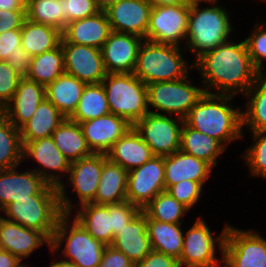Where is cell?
<instances>
[{
    "label": "cell",
    "instance_id": "277c9868",
    "mask_svg": "<svg viewBox=\"0 0 266 267\" xmlns=\"http://www.w3.org/2000/svg\"><path fill=\"white\" fill-rule=\"evenodd\" d=\"M181 48L145 40L141 44L133 74L143 83L150 84L161 81L182 79L187 74V67Z\"/></svg>",
    "mask_w": 266,
    "mask_h": 267
},
{
    "label": "cell",
    "instance_id": "ffe728a7",
    "mask_svg": "<svg viewBox=\"0 0 266 267\" xmlns=\"http://www.w3.org/2000/svg\"><path fill=\"white\" fill-rule=\"evenodd\" d=\"M0 242L3 250L17 256L21 261L44 243L51 248V240L43 232L26 228L1 216Z\"/></svg>",
    "mask_w": 266,
    "mask_h": 267
},
{
    "label": "cell",
    "instance_id": "11a10c76",
    "mask_svg": "<svg viewBox=\"0 0 266 267\" xmlns=\"http://www.w3.org/2000/svg\"><path fill=\"white\" fill-rule=\"evenodd\" d=\"M150 5H184L190 4L189 0H146Z\"/></svg>",
    "mask_w": 266,
    "mask_h": 267
},
{
    "label": "cell",
    "instance_id": "f6af8a7d",
    "mask_svg": "<svg viewBox=\"0 0 266 267\" xmlns=\"http://www.w3.org/2000/svg\"><path fill=\"white\" fill-rule=\"evenodd\" d=\"M140 211L139 207L127 200L109 205V214L111 215L112 222V242L119 230L132 221Z\"/></svg>",
    "mask_w": 266,
    "mask_h": 267
},
{
    "label": "cell",
    "instance_id": "7402d4cb",
    "mask_svg": "<svg viewBox=\"0 0 266 267\" xmlns=\"http://www.w3.org/2000/svg\"><path fill=\"white\" fill-rule=\"evenodd\" d=\"M45 87L26 77L21 78L16 93L3 108L4 116L20 129L35 113L39 104L45 99Z\"/></svg>",
    "mask_w": 266,
    "mask_h": 267
},
{
    "label": "cell",
    "instance_id": "680465c9",
    "mask_svg": "<svg viewBox=\"0 0 266 267\" xmlns=\"http://www.w3.org/2000/svg\"><path fill=\"white\" fill-rule=\"evenodd\" d=\"M190 3H196V4H200L201 2H209L212 4L216 3V0H189Z\"/></svg>",
    "mask_w": 266,
    "mask_h": 267
},
{
    "label": "cell",
    "instance_id": "5b68a950",
    "mask_svg": "<svg viewBox=\"0 0 266 267\" xmlns=\"http://www.w3.org/2000/svg\"><path fill=\"white\" fill-rule=\"evenodd\" d=\"M102 84L112 114L133 126L149 113L147 86L133 73H107Z\"/></svg>",
    "mask_w": 266,
    "mask_h": 267
},
{
    "label": "cell",
    "instance_id": "7a4b0ae2",
    "mask_svg": "<svg viewBox=\"0 0 266 267\" xmlns=\"http://www.w3.org/2000/svg\"><path fill=\"white\" fill-rule=\"evenodd\" d=\"M233 95L204 93L191 108L184 122L205 135L220 141L225 147L226 142L241 139L242 111L229 103ZM219 101V102H218Z\"/></svg>",
    "mask_w": 266,
    "mask_h": 267
},
{
    "label": "cell",
    "instance_id": "4316f807",
    "mask_svg": "<svg viewBox=\"0 0 266 267\" xmlns=\"http://www.w3.org/2000/svg\"><path fill=\"white\" fill-rule=\"evenodd\" d=\"M127 176L128 171L126 169L110 161L103 153V169L94 203L111 205L127 200Z\"/></svg>",
    "mask_w": 266,
    "mask_h": 267
},
{
    "label": "cell",
    "instance_id": "6f0895ef",
    "mask_svg": "<svg viewBox=\"0 0 266 267\" xmlns=\"http://www.w3.org/2000/svg\"><path fill=\"white\" fill-rule=\"evenodd\" d=\"M119 0H96L98 6L104 10L106 9L110 4L115 3Z\"/></svg>",
    "mask_w": 266,
    "mask_h": 267
},
{
    "label": "cell",
    "instance_id": "60d3db41",
    "mask_svg": "<svg viewBox=\"0 0 266 267\" xmlns=\"http://www.w3.org/2000/svg\"><path fill=\"white\" fill-rule=\"evenodd\" d=\"M255 143L245 152V163L253 176L266 179V131L252 132Z\"/></svg>",
    "mask_w": 266,
    "mask_h": 267
},
{
    "label": "cell",
    "instance_id": "816d5d0a",
    "mask_svg": "<svg viewBox=\"0 0 266 267\" xmlns=\"http://www.w3.org/2000/svg\"><path fill=\"white\" fill-rule=\"evenodd\" d=\"M7 62L22 78L27 77L32 62V56L25 50L21 54L10 57Z\"/></svg>",
    "mask_w": 266,
    "mask_h": 267
},
{
    "label": "cell",
    "instance_id": "8fae6325",
    "mask_svg": "<svg viewBox=\"0 0 266 267\" xmlns=\"http://www.w3.org/2000/svg\"><path fill=\"white\" fill-rule=\"evenodd\" d=\"M222 259L221 267H266V240L254 231L227 225Z\"/></svg>",
    "mask_w": 266,
    "mask_h": 267
},
{
    "label": "cell",
    "instance_id": "3957f363",
    "mask_svg": "<svg viewBox=\"0 0 266 267\" xmlns=\"http://www.w3.org/2000/svg\"><path fill=\"white\" fill-rule=\"evenodd\" d=\"M200 4L190 3L187 48L195 55L194 61L204 53L228 42L232 32L229 14L222 6L199 8Z\"/></svg>",
    "mask_w": 266,
    "mask_h": 267
},
{
    "label": "cell",
    "instance_id": "4fadbf2b",
    "mask_svg": "<svg viewBox=\"0 0 266 267\" xmlns=\"http://www.w3.org/2000/svg\"><path fill=\"white\" fill-rule=\"evenodd\" d=\"M190 4L152 6L145 40L179 47L187 37Z\"/></svg>",
    "mask_w": 266,
    "mask_h": 267
},
{
    "label": "cell",
    "instance_id": "e575fe53",
    "mask_svg": "<svg viewBox=\"0 0 266 267\" xmlns=\"http://www.w3.org/2000/svg\"><path fill=\"white\" fill-rule=\"evenodd\" d=\"M64 73V53L60 44L53 50L32 56L26 78L46 87Z\"/></svg>",
    "mask_w": 266,
    "mask_h": 267
},
{
    "label": "cell",
    "instance_id": "74e56055",
    "mask_svg": "<svg viewBox=\"0 0 266 267\" xmlns=\"http://www.w3.org/2000/svg\"><path fill=\"white\" fill-rule=\"evenodd\" d=\"M22 151L20 130L4 116L0 120V170L18 166L23 161Z\"/></svg>",
    "mask_w": 266,
    "mask_h": 267
},
{
    "label": "cell",
    "instance_id": "5bb4252c",
    "mask_svg": "<svg viewBox=\"0 0 266 267\" xmlns=\"http://www.w3.org/2000/svg\"><path fill=\"white\" fill-rule=\"evenodd\" d=\"M163 191H165L163 156H153L142 166L128 172L127 201L141 210Z\"/></svg>",
    "mask_w": 266,
    "mask_h": 267
},
{
    "label": "cell",
    "instance_id": "ab89813d",
    "mask_svg": "<svg viewBox=\"0 0 266 267\" xmlns=\"http://www.w3.org/2000/svg\"><path fill=\"white\" fill-rule=\"evenodd\" d=\"M188 210L167 191L159 193L142 209L150 219L166 223H182L180 219Z\"/></svg>",
    "mask_w": 266,
    "mask_h": 267
},
{
    "label": "cell",
    "instance_id": "1f68e13d",
    "mask_svg": "<svg viewBox=\"0 0 266 267\" xmlns=\"http://www.w3.org/2000/svg\"><path fill=\"white\" fill-rule=\"evenodd\" d=\"M61 40L62 31L50 25L26 19L21 28V47L31 56L57 48Z\"/></svg>",
    "mask_w": 266,
    "mask_h": 267
},
{
    "label": "cell",
    "instance_id": "bcb514c9",
    "mask_svg": "<svg viewBox=\"0 0 266 267\" xmlns=\"http://www.w3.org/2000/svg\"><path fill=\"white\" fill-rule=\"evenodd\" d=\"M66 25L74 20L93 16L102 9L96 0H63Z\"/></svg>",
    "mask_w": 266,
    "mask_h": 267
},
{
    "label": "cell",
    "instance_id": "30bf717a",
    "mask_svg": "<svg viewBox=\"0 0 266 267\" xmlns=\"http://www.w3.org/2000/svg\"><path fill=\"white\" fill-rule=\"evenodd\" d=\"M183 123L181 118L173 119L166 114L149 111L133 127L151 148L154 156L165 157L180 150Z\"/></svg>",
    "mask_w": 266,
    "mask_h": 267
},
{
    "label": "cell",
    "instance_id": "f5cc1de1",
    "mask_svg": "<svg viewBox=\"0 0 266 267\" xmlns=\"http://www.w3.org/2000/svg\"><path fill=\"white\" fill-rule=\"evenodd\" d=\"M0 267H26V265L21 264V260L17 256L2 249L0 251Z\"/></svg>",
    "mask_w": 266,
    "mask_h": 267
},
{
    "label": "cell",
    "instance_id": "91938a15",
    "mask_svg": "<svg viewBox=\"0 0 266 267\" xmlns=\"http://www.w3.org/2000/svg\"><path fill=\"white\" fill-rule=\"evenodd\" d=\"M4 117V111L2 108H0V120Z\"/></svg>",
    "mask_w": 266,
    "mask_h": 267
},
{
    "label": "cell",
    "instance_id": "ba28073f",
    "mask_svg": "<svg viewBox=\"0 0 266 267\" xmlns=\"http://www.w3.org/2000/svg\"><path fill=\"white\" fill-rule=\"evenodd\" d=\"M23 146L22 157L23 159L31 157L40 166V169H33L39 176H41L48 184L58 188L59 203L63 214L71 215L72 204L66 197L65 184L61 181L62 175H57L54 172L68 173L70 168V162L60 152L55 145L52 137L33 140L31 142H21ZM46 169V170H45ZM49 171H48V170ZM52 170V171H51ZM51 171V173H50ZM49 172V173H48ZM66 194V195H65Z\"/></svg>",
    "mask_w": 266,
    "mask_h": 267
},
{
    "label": "cell",
    "instance_id": "7dc6e473",
    "mask_svg": "<svg viewBox=\"0 0 266 267\" xmlns=\"http://www.w3.org/2000/svg\"><path fill=\"white\" fill-rule=\"evenodd\" d=\"M21 29H12L0 34V61H7L16 54H21Z\"/></svg>",
    "mask_w": 266,
    "mask_h": 267
},
{
    "label": "cell",
    "instance_id": "836d02e7",
    "mask_svg": "<svg viewBox=\"0 0 266 267\" xmlns=\"http://www.w3.org/2000/svg\"><path fill=\"white\" fill-rule=\"evenodd\" d=\"M74 219L96 240L101 241L106 246L112 244V222L109 205L83 204Z\"/></svg>",
    "mask_w": 266,
    "mask_h": 267
},
{
    "label": "cell",
    "instance_id": "8992f818",
    "mask_svg": "<svg viewBox=\"0 0 266 267\" xmlns=\"http://www.w3.org/2000/svg\"><path fill=\"white\" fill-rule=\"evenodd\" d=\"M69 218L68 214H63L59 218L50 250L58 252L62 242L66 241L63 249L66 261L73 262L80 267H98L106 245L93 238L75 219L68 222Z\"/></svg>",
    "mask_w": 266,
    "mask_h": 267
},
{
    "label": "cell",
    "instance_id": "d6a6232c",
    "mask_svg": "<svg viewBox=\"0 0 266 267\" xmlns=\"http://www.w3.org/2000/svg\"><path fill=\"white\" fill-rule=\"evenodd\" d=\"M180 150L214 167L217 165L216 158L226 150V147L215 138L197 131L184 122L181 129Z\"/></svg>",
    "mask_w": 266,
    "mask_h": 267
},
{
    "label": "cell",
    "instance_id": "ee69618b",
    "mask_svg": "<svg viewBox=\"0 0 266 267\" xmlns=\"http://www.w3.org/2000/svg\"><path fill=\"white\" fill-rule=\"evenodd\" d=\"M21 78L7 61H0V108L3 109L12 99Z\"/></svg>",
    "mask_w": 266,
    "mask_h": 267
},
{
    "label": "cell",
    "instance_id": "4dcf8cb0",
    "mask_svg": "<svg viewBox=\"0 0 266 267\" xmlns=\"http://www.w3.org/2000/svg\"><path fill=\"white\" fill-rule=\"evenodd\" d=\"M181 224L160 222L147 216V232L151 249L179 259L184 238Z\"/></svg>",
    "mask_w": 266,
    "mask_h": 267
},
{
    "label": "cell",
    "instance_id": "9f6ffc18",
    "mask_svg": "<svg viewBox=\"0 0 266 267\" xmlns=\"http://www.w3.org/2000/svg\"><path fill=\"white\" fill-rule=\"evenodd\" d=\"M49 267H80V266L74 264L73 262L61 260V261L52 263L51 265H49Z\"/></svg>",
    "mask_w": 266,
    "mask_h": 267
},
{
    "label": "cell",
    "instance_id": "484cf974",
    "mask_svg": "<svg viewBox=\"0 0 266 267\" xmlns=\"http://www.w3.org/2000/svg\"><path fill=\"white\" fill-rule=\"evenodd\" d=\"M107 158L128 172L142 166L154 154L132 126L106 153Z\"/></svg>",
    "mask_w": 266,
    "mask_h": 267
},
{
    "label": "cell",
    "instance_id": "cb8c5ba5",
    "mask_svg": "<svg viewBox=\"0 0 266 267\" xmlns=\"http://www.w3.org/2000/svg\"><path fill=\"white\" fill-rule=\"evenodd\" d=\"M111 246L124 253L134 264L142 261L152 250L147 232V215L141 210L119 230Z\"/></svg>",
    "mask_w": 266,
    "mask_h": 267
},
{
    "label": "cell",
    "instance_id": "8d00e7d4",
    "mask_svg": "<svg viewBox=\"0 0 266 267\" xmlns=\"http://www.w3.org/2000/svg\"><path fill=\"white\" fill-rule=\"evenodd\" d=\"M244 96L250 100L242 111V127L248 126L251 132L266 131V77L261 74Z\"/></svg>",
    "mask_w": 266,
    "mask_h": 267
},
{
    "label": "cell",
    "instance_id": "d590c367",
    "mask_svg": "<svg viewBox=\"0 0 266 267\" xmlns=\"http://www.w3.org/2000/svg\"><path fill=\"white\" fill-rule=\"evenodd\" d=\"M109 113L111 112L103 84H86L78 105L69 119L80 124Z\"/></svg>",
    "mask_w": 266,
    "mask_h": 267
},
{
    "label": "cell",
    "instance_id": "6da1fadb",
    "mask_svg": "<svg viewBox=\"0 0 266 267\" xmlns=\"http://www.w3.org/2000/svg\"><path fill=\"white\" fill-rule=\"evenodd\" d=\"M193 68L201 71L203 89L218 90L216 94H245L261 75L252 65L245 41L238 44L231 41L219 45L198 57Z\"/></svg>",
    "mask_w": 266,
    "mask_h": 267
},
{
    "label": "cell",
    "instance_id": "9c48e42d",
    "mask_svg": "<svg viewBox=\"0 0 266 267\" xmlns=\"http://www.w3.org/2000/svg\"><path fill=\"white\" fill-rule=\"evenodd\" d=\"M188 76L173 81L147 84L148 107L185 119L191 108L205 93L203 88L192 85ZM150 105V106H149Z\"/></svg>",
    "mask_w": 266,
    "mask_h": 267
},
{
    "label": "cell",
    "instance_id": "83f0119b",
    "mask_svg": "<svg viewBox=\"0 0 266 267\" xmlns=\"http://www.w3.org/2000/svg\"><path fill=\"white\" fill-rule=\"evenodd\" d=\"M86 83L64 73L45 87V97L65 118L75 111Z\"/></svg>",
    "mask_w": 266,
    "mask_h": 267
},
{
    "label": "cell",
    "instance_id": "e0dca14e",
    "mask_svg": "<svg viewBox=\"0 0 266 267\" xmlns=\"http://www.w3.org/2000/svg\"><path fill=\"white\" fill-rule=\"evenodd\" d=\"M151 9L146 0H119L104 10L113 32L145 38Z\"/></svg>",
    "mask_w": 266,
    "mask_h": 267
},
{
    "label": "cell",
    "instance_id": "d4e9b609",
    "mask_svg": "<svg viewBox=\"0 0 266 267\" xmlns=\"http://www.w3.org/2000/svg\"><path fill=\"white\" fill-rule=\"evenodd\" d=\"M212 166L181 150L164 157L165 191L183 180L205 183L210 178Z\"/></svg>",
    "mask_w": 266,
    "mask_h": 267
},
{
    "label": "cell",
    "instance_id": "db71d44e",
    "mask_svg": "<svg viewBox=\"0 0 266 267\" xmlns=\"http://www.w3.org/2000/svg\"><path fill=\"white\" fill-rule=\"evenodd\" d=\"M0 10H26V0H0Z\"/></svg>",
    "mask_w": 266,
    "mask_h": 267
},
{
    "label": "cell",
    "instance_id": "f907efd6",
    "mask_svg": "<svg viewBox=\"0 0 266 267\" xmlns=\"http://www.w3.org/2000/svg\"><path fill=\"white\" fill-rule=\"evenodd\" d=\"M134 263L111 245L105 247L98 267H133Z\"/></svg>",
    "mask_w": 266,
    "mask_h": 267
},
{
    "label": "cell",
    "instance_id": "f1b7e54d",
    "mask_svg": "<svg viewBox=\"0 0 266 267\" xmlns=\"http://www.w3.org/2000/svg\"><path fill=\"white\" fill-rule=\"evenodd\" d=\"M64 119V115L45 98L30 120L19 129L21 142L51 137Z\"/></svg>",
    "mask_w": 266,
    "mask_h": 267
},
{
    "label": "cell",
    "instance_id": "f35d334b",
    "mask_svg": "<svg viewBox=\"0 0 266 267\" xmlns=\"http://www.w3.org/2000/svg\"><path fill=\"white\" fill-rule=\"evenodd\" d=\"M26 16L31 22L63 31L66 26L63 0H26Z\"/></svg>",
    "mask_w": 266,
    "mask_h": 267
},
{
    "label": "cell",
    "instance_id": "44dd1931",
    "mask_svg": "<svg viewBox=\"0 0 266 267\" xmlns=\"http://www.w3.org/2000/svg\"><path fill=\"white\" fill-rule=\"evenodd\" d=\"M112 32L105 10L69 22L62 31L61 42L80 44L101 49Z\"/></svg>",
    "mask_w": 266,
    "mask_h": 267
},
{
    "label": "cell",
    "instance_id": "9a60e30c",
    "mask_svg": "<svg viewBox=\"0 0 266 267\" xmlns=\"http://www.w3.org/2000/svg\"><path fill=\"white\" fill-rule=\"evenodd\" d=\"M18 166L0 170V211L16 199L31 195H59L58 188L48 184L33 170L20 173Z\"/></svg>",
    "mask_w": 266,
    "mask_h": 267
},
{
    "label": "cell",
    "instance_id": "ac0fdd59",
    "mask_svg": "<svg viewBox=\"0 0 266 267\" xmlns=\"http://www.w3.org/2000/svg\"><path fill=\"white\" fill-rule=\"evenodd\" d=\"M143 41L133 34L112 31L100 49L106 73H133Z\"/></svg>",
    "mask_w": 266,
    "mask_h": 267
},
{
    "label": "cell",
    "instance_id": "d6986e66",
    "mask_svg": "<svg viewBox=\"0 0 266 267\" xmlns=\"http://www.w3.org/2000/svg\"><path fill=\"white\" fill-rule=\"evenodd\" d=\"M87 144L93 153L106 154L132 125L112 113L80 123Z\"/></svg>",
    "mask_w": 266,
    "mask_h": 267
},
{
    "label": "cell",
    "instance_id": "681fc988",
    "mask_svg": "<svg viewBox=\"0 0 266 267\" xmlns=\"http://www.w3.org/2000/svg\"><path fill=\"white\" fill-rule=\"evenodd\" d=\"M133 267H180L177 258L162 252L151 250V252Z\"/></svg>",
    "mask_w": 266,
    "mask_h": 267
},
{
    "label": "cell",
    "instance_id": "c3c4849f",
    "mask_svg": "<svg viewBox=\"0 0 266 267\" xmlns=\"http://www.w3.org/2000/svg\"><path fill=\"white\" fill-rule=\"evenodd\" d=\"M26 19V10H0V34L21 29Z\"/></svg>",
    "mask_w": 266,
    "mask_h": 267
},
{
    "label": "cell",
    "instance_id": "603a6c76",
    "mask_svg": "<svg viewBox=\"0 0 266 267\" xmlns=\"http://www.w3.org/2000/svg\"><path fill=\"white\" fill-rule=\"evenodd\" d=\"M103 169V153H93L70 163L69 183L79 197L80 205L94 203Z\"/></svg>",
    "mask_w": 266,
    "mask_h": 267
},
{
    "label": "cell",
    "instance_id": "b9f144b4",
    "mask_svg": "<svg viewBox=\"0 0 266 267\" xmlns=\"http://www.w3.org/2000/svg\"><path fill=\"white\" fill-rule=\"evenodd\" d=\"M265 25V26H264ZM265 27V29H263ZM252 65L262 72V60H266V24L255 27L252 34L244 39Z\"/></svg>",
    "mask_w": 266,
    "mask_h": 267
},
{
    "label": "cell",
    "instance_id": "f546056e",
    "mask_svg": "<svg viewBox=\"0 0 266 267\" xmlns=\"http://www.w3.org/2000/svg\"><path fill=\"white\" fill-rule=\"evenodd\" d=\"M51 137L60 152L70 163L93 154L80 124L69 118L63 120Z\"/></svg>",
    "mask_w": 266,
    "mask_h": 267
},
{
    "label": "cell",
    "instance_id": "2e32d148",
    "mask_svg": "<svg viewBox=\"0 0 266 267\" xmlns=\"http://www.w3.org/2000/svg\"><path fill=\"white\" fill-rule=\"evenodd\" d=\"M65 73L86 84L102 83L106 77L101 50L95 47L61 42Z\"/></svg>",
    "mask_w": 266,
    "mask_h": 267
},
{
    "label": "cell",
    "instance_id": "7c38bea8",
    "mask_svg": "<svg viewBox=\"0 0 266 267\" xmlns=\"http://www.w3.org/2000/svg\"><path fill=\"white\" fill-rule=\"evenodd\" d=\"M226 227L219 237L214 238L206 222L199 218L186 232L183 238L181 256L178 259L180 267H217L221 266L215 257V243L223 251Z\"/></svg>",
    "mask_w": 266,
    "mask_h": 267
},
{
    "label": "cell",
    "instance_id": "7bdbcfd3",
    "mask_svg": "<svg viewBox=\"0 0 266 267\" xmlns=\"http://www.w3.org/2000/svg\"><path fill=\"white\" fill-rule=\"evenodd\" d=\"M203 184L204 183L183 180L170 186L166 191L190 210L199 200Z\"/></svg>",
    "mask_w": 266,
    "mask_h": 267
},
{
    "label": "cell",
    "instance_id": "52a82bcc",
    "mask_svg": "<svg viewBox=\"0 0 266 267\" xmlns=\"http://www.w3.org/2000/svg\"><path fill=\"white\" fill-rule=\"evenodd\" d=\"M2 211L7 220L43 232L50 240L63 215L59 195H31L29 198L16 199Z\"/></svg>",
    "mask_w": 266,
    "mask_h": 267
}]
</instances>
